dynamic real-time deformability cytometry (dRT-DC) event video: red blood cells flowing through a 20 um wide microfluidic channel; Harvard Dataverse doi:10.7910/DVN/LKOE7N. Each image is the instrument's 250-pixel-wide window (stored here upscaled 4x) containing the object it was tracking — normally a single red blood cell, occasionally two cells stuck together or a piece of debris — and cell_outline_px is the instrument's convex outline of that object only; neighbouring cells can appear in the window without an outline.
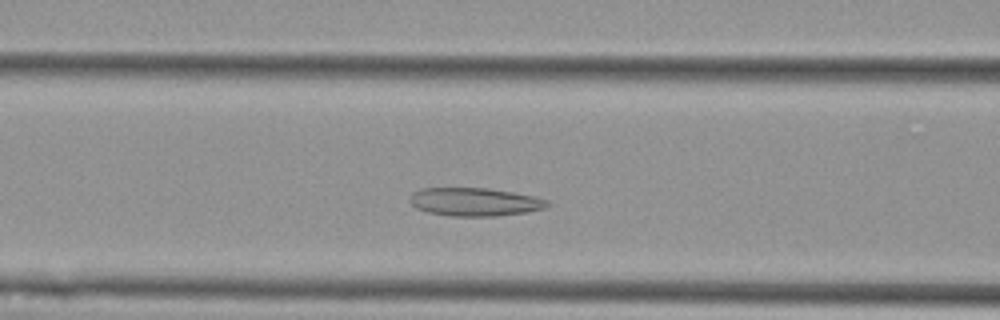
{"species": "Egyptian fruit bat (a non-hibernating species)", "species_latin": "Rousettus aegyptiacus", "temperature_condition": "cold", "stored_images_in_passage": 48, "camera_frame_rate_fps": 3000, "um_per_image_px": 0.085, "animal": {"sex": "female"}, "frame": {"image": 1, "passage_image": 13, "time_ms": 4.0, "image_size_px": [1000, 320], "cell_outline_px": [[552, 204], [544, 208], [528, 212], [496, 216], [452, 216], [428, 212], [416, 208], [408, 200], [412, 192], [420, 188], [488, 188], [512, 192], [532, 196], [548, 200]], "centroid_in_image_um": [40.34, 17.16], "position_along_channel_um": 126.3, "area_um2": 22.72}}
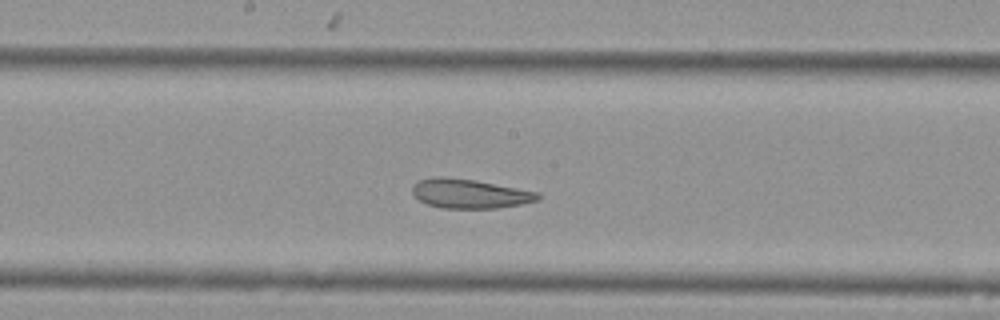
{"frame": {"image": 2, "passage_image": 20, "time_ms": 6.333, "image_size_px": [1000, 320], "cell_outline_px": [[540, 200], [520, 204], [496, 208], [440, 208], [428, 204], [420, 200], [412, 192], [412, 188], [420, 180], [436, 176], [440, 176], [476, 180], [540, 192]], "centroid_in_image_um": [39.97, 16.46], "position_along_channel_um": 208.2, "area_um2": 21.33}}
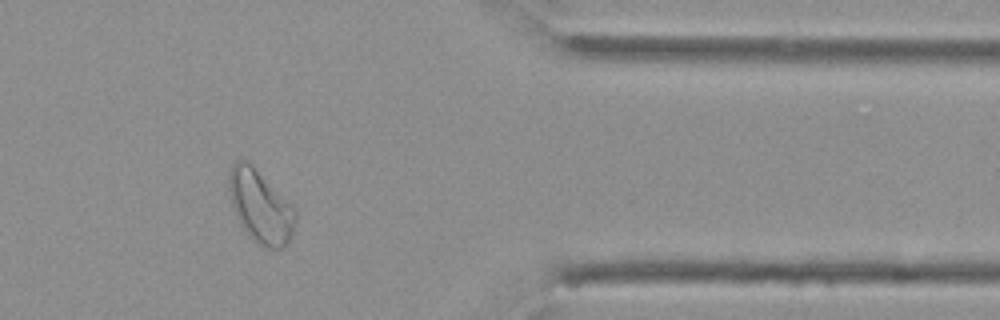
{"frame": {"image": 3, "passage_image": 37, "time_ms": 12.0, "image_size_px": [1000, 320], "cell_outline_px": [[296, 220], [292, 232], [288, 240], [280, 248], [268, 248], [260, 244], [240, 224], [236, 216], [232, 204], [228, 188], [228, 176], [232, 164], [236, 160], [248, 160], [296, 208]], "centroid_in_image_um": [22.13, 17.49], "position_along_channel_um": 389.3, "area_um2": 27.8}, "authors_computed_cell_mechanics": {"area_um2": 25.143, "velocity_mm_per_s": 3.5388, "shape_relaxation_time_tau1_ms": null, "shape_relaxation_time_tau2_ms": 2.2641, "deformation_change_tau1": null, "deformation_change_tau2": 0.0896}}